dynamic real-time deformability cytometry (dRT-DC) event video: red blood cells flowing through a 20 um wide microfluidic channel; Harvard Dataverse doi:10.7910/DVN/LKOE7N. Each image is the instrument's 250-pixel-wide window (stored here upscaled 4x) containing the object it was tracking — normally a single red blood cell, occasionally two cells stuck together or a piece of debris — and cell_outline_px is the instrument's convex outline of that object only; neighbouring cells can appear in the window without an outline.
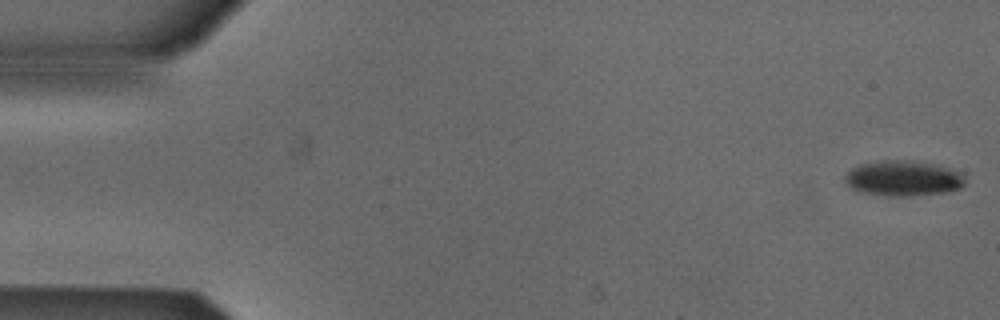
{"species": "Egyptian fruit bat (a non-hibernating species)", "species_latin": "Rousettus aegyptiacus", "temperature_condition": "cold", "stored_images_in_passage": 53, "camera_frame_rate_fps": 3000, "um_per_image_px": 0.085, "animal": {"sex": "male"}, "frame": {"image": 1, "passage_image": 1, "time_ms": 0.0, "image_size_px": [1000, 320], "cell_outline_px": [[964, 184], [960, 188], [948, 192], [912, 196], [884, 196], [860, 192], [844, 184], [844, 176], [856, 164], [880, 160], [908, 160], [932, 164], [964, 172]], "centroid_in_image_um": [76.74, 15.16], "position_along_channel_um": 8.3, "area_um2": 25.2}}
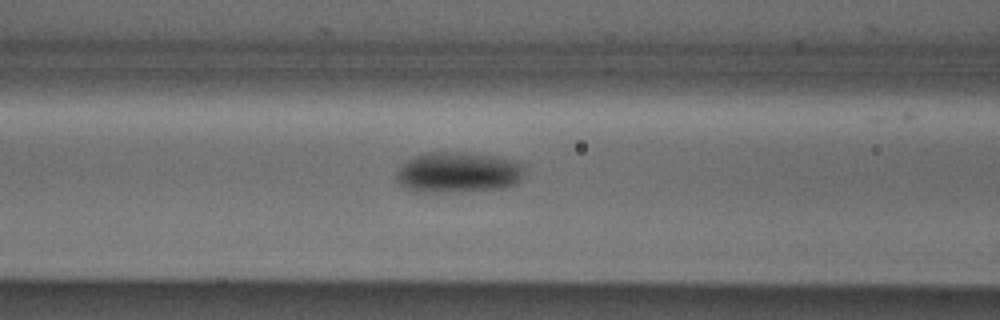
{"frame": {"image": 2, "passage_image": 21, "time_ms": 6.667, "image_size_px": [1000, 320], "cell_outline_px": [[524, 168], [520, 180], [516, 184], [504, 188], [444, 192], [412, 192], [396, 184], [396, 172], [400, 164], [412, 156], [428, 152], [460, 152], [492, 156], [512, 160], [524, 164]], "centroid_in_image_um": [38.85, 14.66], "position_along_channel_um": 127.7, "area_um2": 30.75}}
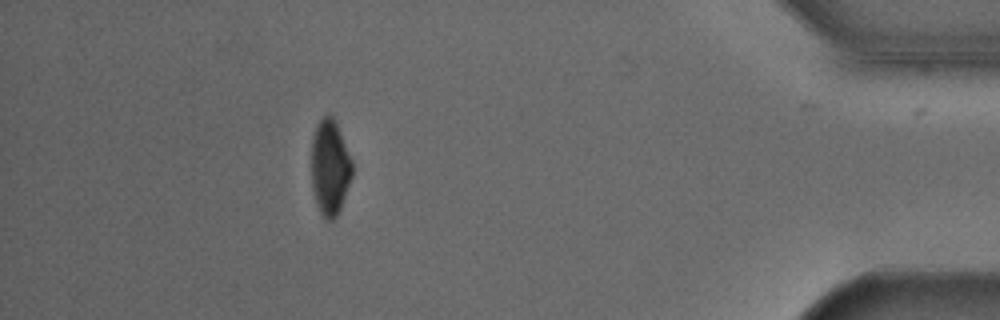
{"frame": {"image": 3, "passage_image": 47, "time_ms": 15.333, "image_size_px": [1000, 320], "cell_outline_px": [[352, 176], [340, 208], [336, 216], [332, 220], [324, 220], [316, 204], [312, 188], [312, 136], [316, 124], [324, 116], [332, 116], [336, 124], [352, 160]], "centroid_in_image_um": [28.03, 14.26], "position_along_channel_um": 407.2, "area_um2": 22.43}, "authors_computed_cell_mechanics": {"area_um2": 26.6458, "velocity_mm_per_s": 3.8707, "shape_relaxation_time_tau1_ms": 2.6472, "shape_relaxation_time_tau2_ms": null, "deformation_change_tau1": 0.0855, "deformation_change_tau2": null}}